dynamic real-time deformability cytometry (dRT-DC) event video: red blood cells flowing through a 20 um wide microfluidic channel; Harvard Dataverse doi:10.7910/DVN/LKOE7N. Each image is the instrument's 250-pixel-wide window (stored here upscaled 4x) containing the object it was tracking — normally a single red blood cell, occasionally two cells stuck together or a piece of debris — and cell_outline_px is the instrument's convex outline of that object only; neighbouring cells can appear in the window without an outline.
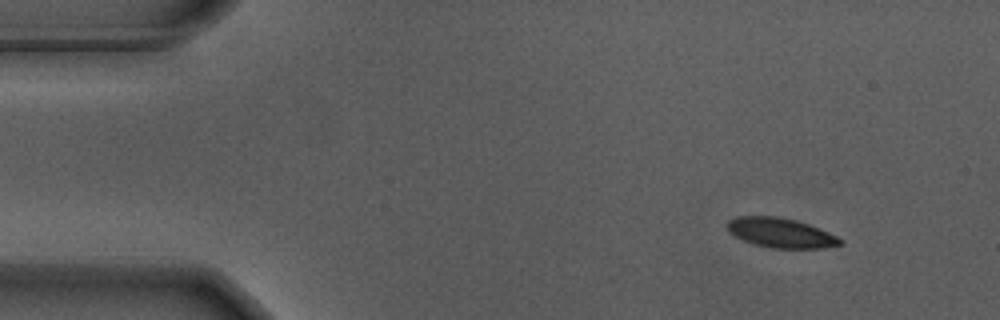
{"species": "Egyptian fruit bat (a non-hibernating species)", "species_latin": "Rousettus aegyptiacus", "temperature_condition": "warm", "stored_images_in_passage": 51, "camera_frame_rate_fps": 3000, "um_per_image_px": 0.085, "animal": {"sex": "male"}, "frame": {"image": 1, "passage_image": 1, "time_ms": 0.0, "image_size_px": [1000, 320], "cell_outline_px": [[844, 244], [820, 248], [772, 248], [756, 244], [744, 240], [728, 232], [724, 224], [728, 220], [736, 216], [776, 216], [796, 220], [808, 224], [828, 232], [844, 240]], "centroid_in_image_um": [66.33, 19.78], "position_along_channel_um": 18.7, "area_um2": 19.54}}
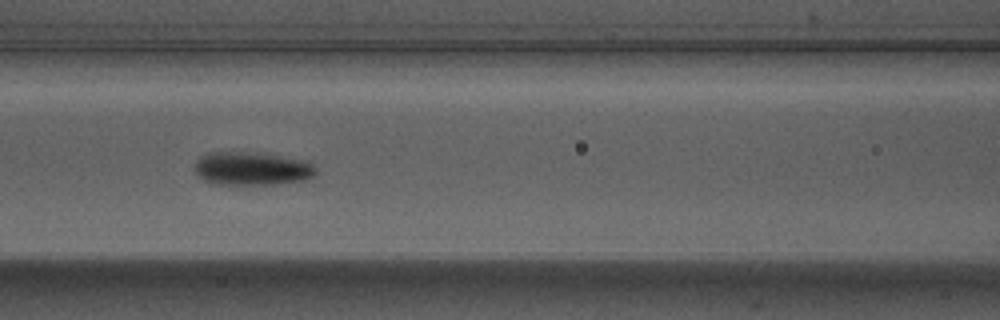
{"frame": {"image": 2, "passage_image": 19, "time_ms": 6.0, "image_size_px": [1000, 320], "cell_outline_px": [[316, 172], [312, 176], [304, 180], [276, 184], [216, 184], [204, 180], [196, 172], [196, 160], [200, 156], [208, 152], [256, 152], [312, 160], [316, 168]], "centroid_in_image_um": [21.47, 14.31], "position_along_channel_um": 145.1, "area_um2": 23.81}}
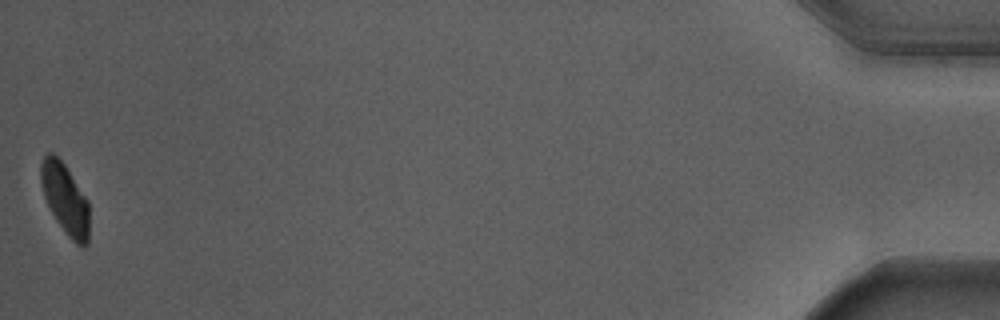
{"frame": {"image": 3, "passage_image": 51, "time_ms": 16.667, "image_size_px": [1000, 320], "cell_outline_px": [[88, 244], [84, 248], [80, 248], [68, 236], [56, 220], [44, 196], [40, 180], [40, 164], [44, 156], [48, 152], [52, 152], [64, 164], [88, 200]], "centroid_in_image_um": [5.53, 16.92], "position_along_channel_um": 429.7, "area_um2": 19.77}, "authors_computed_cell_mechanics": {"area_um2": 22.0218, "velocity_mm_per_s": 3.6391, "shape_relaxation_time_tau1_ms": 2.7072, "shape_relaxation_time_tau2_ms": null, "deformation_change_tau1": 0.1209, "deformation_change_tau2": null}}